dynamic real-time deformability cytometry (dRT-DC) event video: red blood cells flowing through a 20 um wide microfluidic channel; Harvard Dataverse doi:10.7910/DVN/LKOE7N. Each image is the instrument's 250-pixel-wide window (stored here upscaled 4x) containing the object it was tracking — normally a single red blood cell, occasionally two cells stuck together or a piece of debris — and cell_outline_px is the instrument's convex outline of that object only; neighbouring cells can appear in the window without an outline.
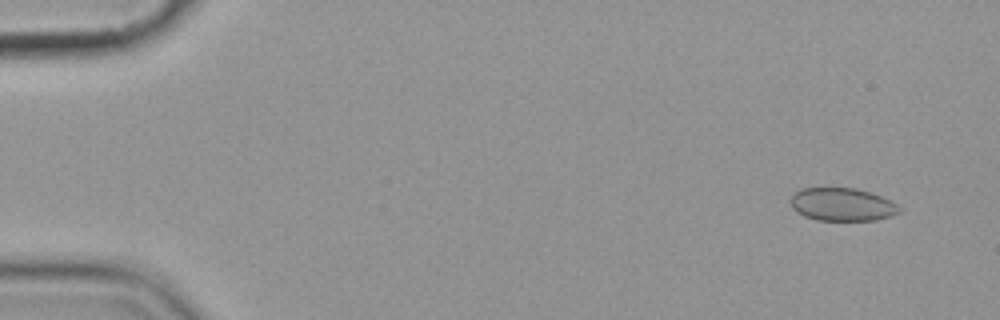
{"species": "common noctule bat (a hibernating species)", "species_latin": "Nyctalus noctula", "temperature_condition": "cold", "stored_images_in_passage": 6, "camera_frame_rate_fps": 3000, "um_per_image_px": 0.085, "animal": {"sex": "female", "body_mass_g": 19.9}, "frame": {"image": 1, "passage_image": 1, "time_ms": 0.0, "image_size_px": [1000, 320], "cell_outline_px": [[900, 212], [892, 216], [876, 220], [816, 220], [804, 216], [796, 212], [792, 208], [788, 200], [800, 188], [856, 188], [880, 196], [896, 204], [900, 208]], "centroid_in_image_um": [71.54, 17.38], "position_along_channel_um": 13.5, "area_um2": 20.92}}
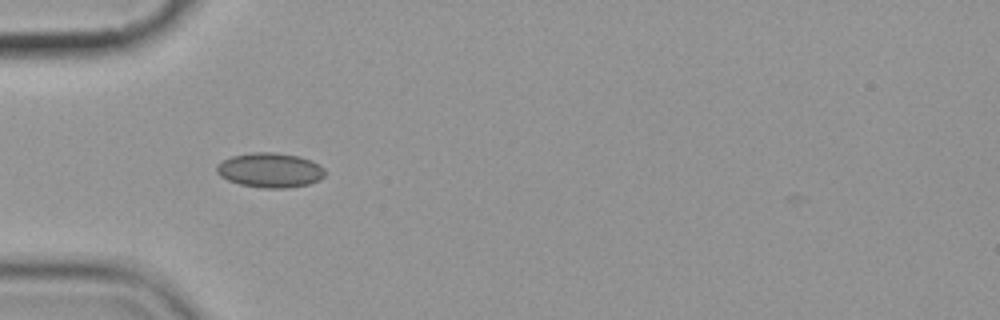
{"frame": {"image": 2, "passage_image": 5, "time_ms": 4.667, "image_size_px": [1000, 320], "cell_outline_px": [[324, 176], [320, 180], [308, 184], [284, 188], [264, 188], [240, 184], [228, 180], [220, 176], [216, 172], [216, 168], [224, 160], [232, 156], [252, 152], [272, 152], [300, 156], [312, 160], [320, 164], [324, 168]], "centroid_in_image_um": [22.99, 14.46], "position_along_channel_um": 62.0, "area_um2": 21.85}}
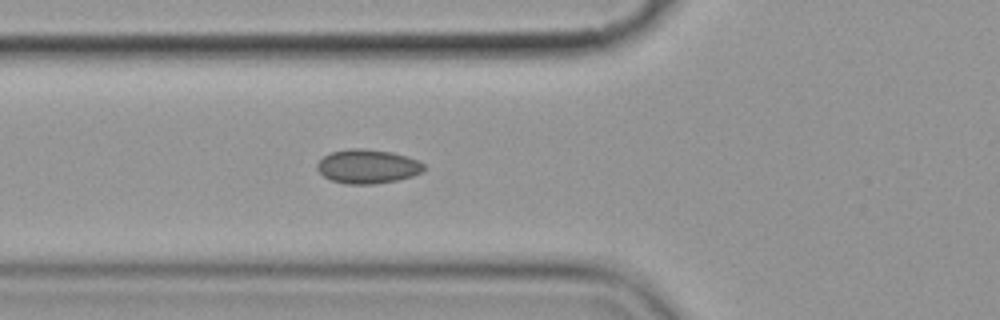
{"frame": {"image": 3, "passage_image": 6, "time_ms": 5.667, "image_size_px": [1000, 320], "cell_outline_px": [[424, 168], [420, 172], [412, 176], [396, 180], [376, 184], [344, 184], [332, 180], [324, 176], [316, 168], [316, 164], [324, 156], [332, 152], [348, 148], [364, 148], [392, 152], [420, 160], [424, 164]], "centroid_in_image_um": [31.24, 14.14], "position_along_channel_um": 94.6, "area_um2": 21.21}}